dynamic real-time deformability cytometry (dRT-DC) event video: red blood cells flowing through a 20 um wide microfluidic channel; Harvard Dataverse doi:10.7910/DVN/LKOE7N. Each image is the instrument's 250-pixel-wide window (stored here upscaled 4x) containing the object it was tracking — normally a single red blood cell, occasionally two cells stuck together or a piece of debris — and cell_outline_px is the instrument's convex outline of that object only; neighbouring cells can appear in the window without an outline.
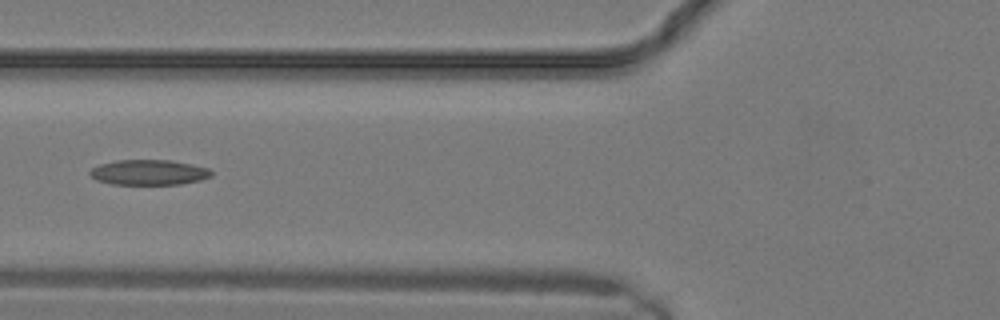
{"species": "common noctule bat (a hibernating species)", "species_latin": "Nyctalus noctula", "temperature_condition": "warm", "stored_images_in_passage": 4, "camera_frame_rate_fps": 3000, "um_per_image_px": 0.085, "animal": {"sex": "male", "body_mass_g": 19.2, "forearm_length_mm": 51.8}, "frame": {"image": 1, "passage_image": 3, "time_ms": 0.667, "image_size_px": [1000, 320], "cell_outline_px": [[212, 176], [200, 180], [180, 184], [112, 184], [96, 180], [88, 172], [92, 168], [100, 164], [116, 160], [172, 160], [192, 164], [208, 168], [212, 172]], "centroid_in_image_um": [12.66, 14.64], "position_along_channel_um": 113.1, "area_um2": 17.86}}